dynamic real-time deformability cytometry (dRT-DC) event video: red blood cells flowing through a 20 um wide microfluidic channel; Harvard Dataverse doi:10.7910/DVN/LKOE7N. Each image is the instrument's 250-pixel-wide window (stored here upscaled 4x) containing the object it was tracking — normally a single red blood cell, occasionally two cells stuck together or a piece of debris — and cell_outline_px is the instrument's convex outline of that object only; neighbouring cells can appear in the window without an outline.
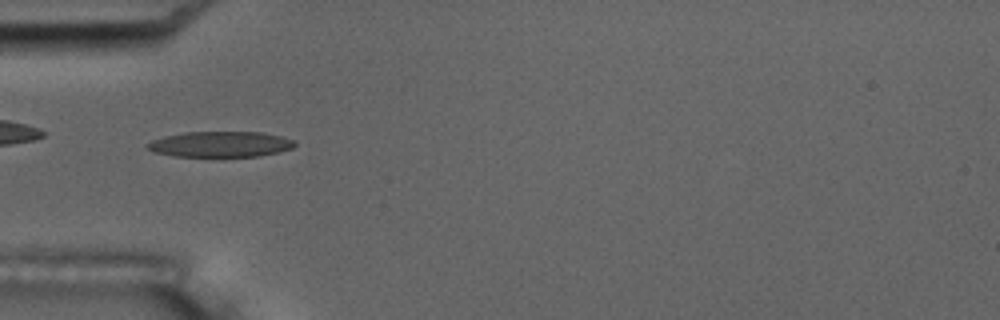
{"species": "common noctule bat (a hibernating species)", "species_latin": "Nyctalus noctula", "temperature_condition": "room temperature", "stored_images_in_passage": 6, "camera_frame_rate_fps": 3000, "um_per_image_px": 0.085, "animal": {"sex": "male", "body_mass_g": 17.5, "forearm_length_mm": 52.3}, "frame": {"image": 1, "passage_image": 5, "time_ms": 5.667, "image_size_px": [1000, 320], "cell_outline_px": [[296, 144], [292, 148], [280, 152], [256, 156], [176, 156], [156, 152], [144, 148], [144, 144], [152, 140], [164, 136], [184, 132], [260, 132], [280, 136], [296, 140]], "centroid_in_image_um": [18.72, 12.25], "position_along_channel_um": 66.3, "area_um2": 22.02}}